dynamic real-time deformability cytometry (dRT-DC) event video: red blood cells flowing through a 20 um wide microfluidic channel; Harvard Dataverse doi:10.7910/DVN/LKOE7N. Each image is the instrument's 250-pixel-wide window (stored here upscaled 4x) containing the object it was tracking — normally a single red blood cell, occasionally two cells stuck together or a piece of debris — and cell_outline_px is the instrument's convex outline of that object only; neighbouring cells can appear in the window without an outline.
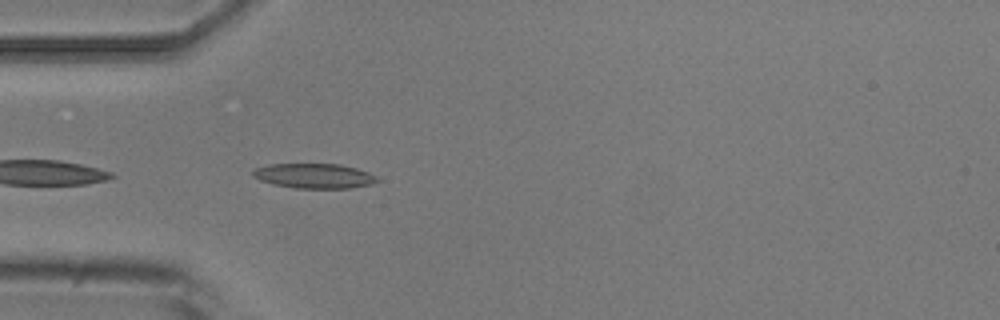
{"species": "common noctule bat (a hibernating species)", "species_latin": "Nyctalus noctula", "temperature_condition": "room temperature", "stored_images_in_passage": 6, "camera_frame_rate_fps": 3000, "um_per_image_px": 0.085, "animal": {"sex": "male", "body_mass_g": 20.5, "forearm_length_mm": 52.5}, "frame": {"image": 1, "passage_image": 6, "time_ms": 5.667, "image_size_px": [1000, 320], "cell_outline_px": [[380, 180], [372, 184], [352, 188], [292, 188], [272, 184], [260, 180], [252, 176], [252, 172], [256, 168], [268, 164], [340, 164], [356, 168], [368, 172], [376, 176]], "centroid_in_image_um": [26.71, 14.95], "position_along_channel_um": 58.3, "area_um2": 18.09}}